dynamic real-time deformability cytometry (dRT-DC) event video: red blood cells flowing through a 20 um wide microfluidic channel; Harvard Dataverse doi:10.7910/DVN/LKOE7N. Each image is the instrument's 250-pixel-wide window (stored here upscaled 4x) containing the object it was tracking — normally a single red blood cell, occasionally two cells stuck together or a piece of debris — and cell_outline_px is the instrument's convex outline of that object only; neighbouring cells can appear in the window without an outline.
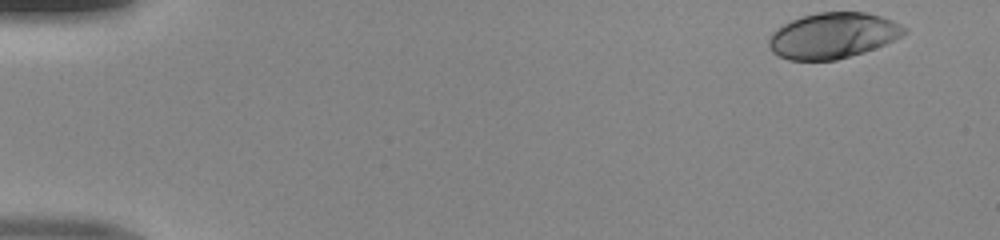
{"species": "human", "species_latin": "Homo sapiens", "temperature_condition": "room temperature", "stored_images_in_passage": 47, "camera_frame_rate_fps": 3000, "um_per_image_px": 0.085, "donor": {"sex": "male"}, "frame": {"image": 1, "passage_image": 1, "time_ms": 0.0, "image_size_px": [1000, 240], "cell_outline_px": [[908, 32], [876, 48], [864, 52], [836, 60], [788, 60], [772, 52], [768, 44], [768, 40], [772, 32], [784, 24], [800, 16], [816, 12], [864, 12], [880, 16], [892, 20], [908, 28]], "centroid_in_image_um": [70.79, 3.02], "position_along_channel_um": 14.2, "area_um2": 36.07}}
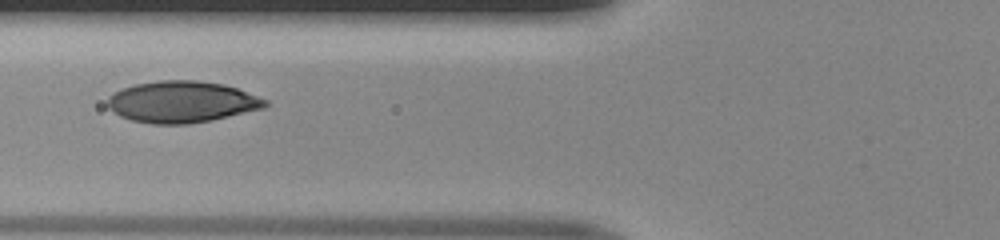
{"frame": {"image": 2, "passage_image": 18, "time_ms": 5.667, "image_size_px": [1000, 240], "cell_outline_px": [[268, 104], [264, 108], [212, 120], [188, 124], [152, 124], [132, 120], [120, 116], [112, 112], [108, 108], [108, 96], [124, 88], [136, 84], [160, 80], [196, 80], [224, 84], [236, 88], [268, 100]], "centroid_in_image_um": [15.46, 8.66], "position_along_channel_um": 110.3, "area_um2": 38.03}}
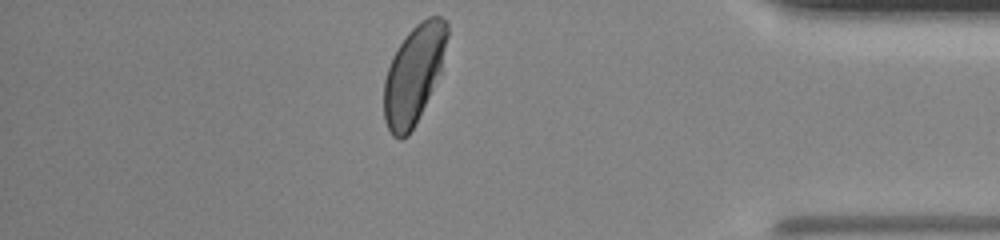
{"frame": {"image": 3, "passage_image": 41, "time_ms": 13.333, "image_size_px": [1000, 240], "cell_outline_px": [[448, 36], [440, 72], [408, 136], [400, 140], [392, 136], [384, 120], [384, 80], [392, 56], [396, 48], [408, 32], [420, 20], [428, 16], [440, 16], [448, 24]], "centroid_in_image_um": [35.15, 6.29], "position_along_channel_um": 400.1, "area_um2": 35.78}}